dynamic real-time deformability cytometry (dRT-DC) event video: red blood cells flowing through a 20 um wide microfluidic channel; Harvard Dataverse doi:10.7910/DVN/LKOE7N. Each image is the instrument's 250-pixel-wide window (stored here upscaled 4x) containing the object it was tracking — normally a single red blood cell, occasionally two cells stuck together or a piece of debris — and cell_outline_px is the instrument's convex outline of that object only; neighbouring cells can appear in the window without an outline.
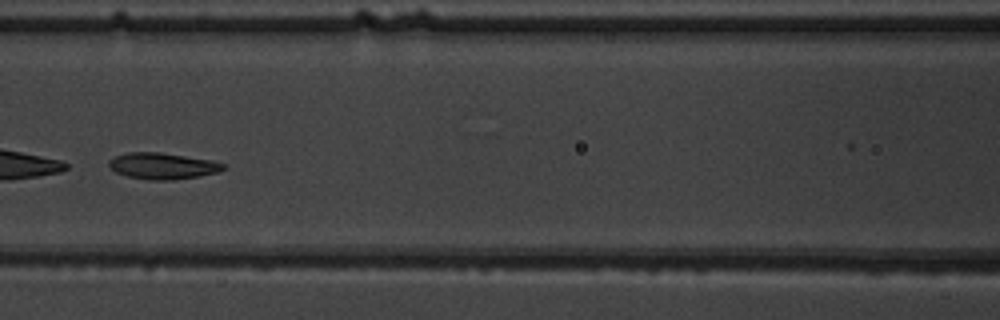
{"species": "common noctule bat (a hibernating species)", "species_latin": "Nyctalus noctula", "temperature_condition": "warm", "stored_images_in_passage": 6, "camera_frame_rate_fps": 3000, "um_per_image_px": 0.085, "animal": {"sex": "male", "body_mass_g": 19.5, "forearm_length_mm": 54.6}, "frame": {"image": 1, "passage_image": 5, "time_ms": 4.333, "image_size_px": [1000, 320], "cell_outline_px": [[228, 168], [220, 172], [200, 176], [172, 180], [148, 180], [128, 176], [116, 172], [108, 164], [108, 160], [116, 156], [128, 152], [160, 152], [212, 160], [228, 164]], "centroid_in_image_um": [13.9, 14.1], "position_along_channel_um": 152.7, "area_um2": 17.74}}